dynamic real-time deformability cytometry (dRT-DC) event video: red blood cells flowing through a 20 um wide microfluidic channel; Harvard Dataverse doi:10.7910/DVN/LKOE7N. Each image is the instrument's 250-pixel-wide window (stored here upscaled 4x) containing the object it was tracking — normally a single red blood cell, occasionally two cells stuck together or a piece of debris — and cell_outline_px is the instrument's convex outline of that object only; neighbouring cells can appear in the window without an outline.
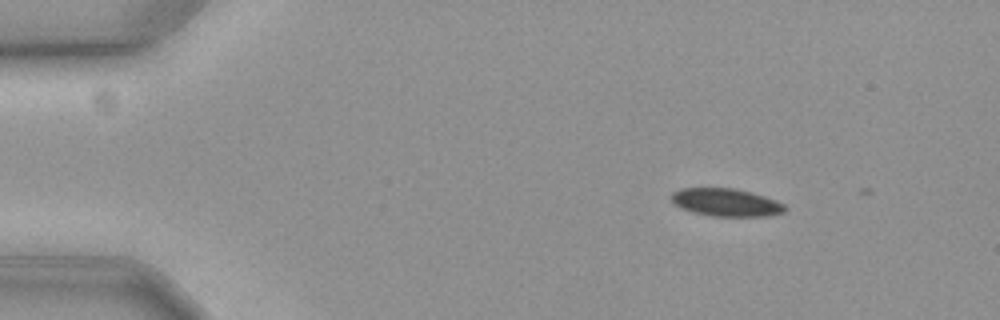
{"species": "common noctule bat (a hibernating species)", "species_latin": "Nyctalus noctula", "temperature_condition": "cold", "stored_images_in_passage": 3, "camera_frame_rate_fps": 3000, "um_per_image_px": 0.085, "animal": {"sex": "female", "body_mass_g": 19.3, "forearm_length_mm": 54.1}, "frame": {"image": 1, "passage_image": 1, "time_ms": 0.0, "image_size_px": [1000, 320], "cell_outline_px": [[788, 208], [784, 212], [764, 216], [712, 216], [696, 212], [684, 208], [676, 204], [668, 196], [672, 192], [680, 188], [736, 188], [752, 192], [776, 200], [784, 204]], "centroid_in_image_um": [61.73, 17.18], "position_along_channel_um": 23.3, "area_um2": 18.32}}